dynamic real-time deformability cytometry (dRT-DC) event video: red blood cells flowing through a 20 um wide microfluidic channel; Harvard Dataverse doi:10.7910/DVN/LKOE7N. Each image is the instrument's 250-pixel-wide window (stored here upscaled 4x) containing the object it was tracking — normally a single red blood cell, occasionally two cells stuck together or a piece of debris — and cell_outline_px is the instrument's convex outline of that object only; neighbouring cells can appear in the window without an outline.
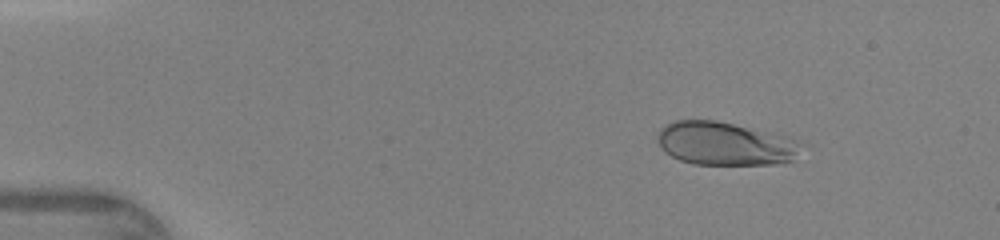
{"species": "human", "species_latin": "Homo sapiens", "temperature_condition": "warm", "stored_images_in_passage": 45, "camera_frame_rate_fps": 3000, "um_per_image_px": 0.085, "donor": {"sex": "female"}, "frame": {"image": 1, "passage_image": 6, "time_ms": 1.667, "image_size_px": [1000, 240], "cell_outline_px": [[804, 144], [796, 160], [784, 164], [692, 164], [680, 160], [664, 152], [660, 148], [656, 136], [660, 128], [676, 120], [716, 120], [788, 136]], "centroid_in_image_um": [61.67, 12.22], "position_along_channel_um": 23.3, "area_um2": 36.76}}
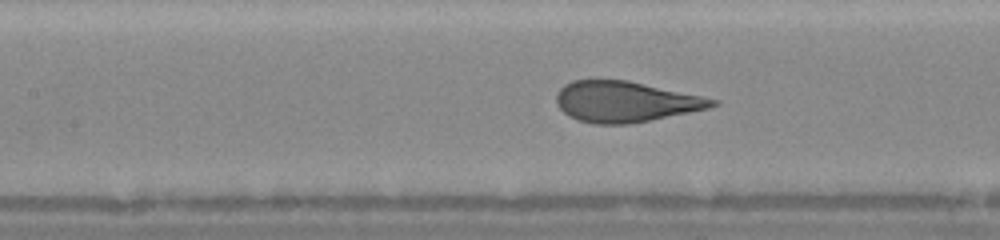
{"frame": {"image": 2, "passage_image": 21, "time_ms": 6.667, "image_size_px": [1000, 240], "cell_outline_px": [[720, 104], [708, 108], [628, 124], [592, 124], [576, 120], [568, 116], [556, 104], [556, 92], [564, 84], [572, 80], [628, 80], [704, 96], [720, 100]], "centroid_in_image_um": [53.13, 8.63], "position_along_channel_um": 154.3, "area_um2": 37.11}}
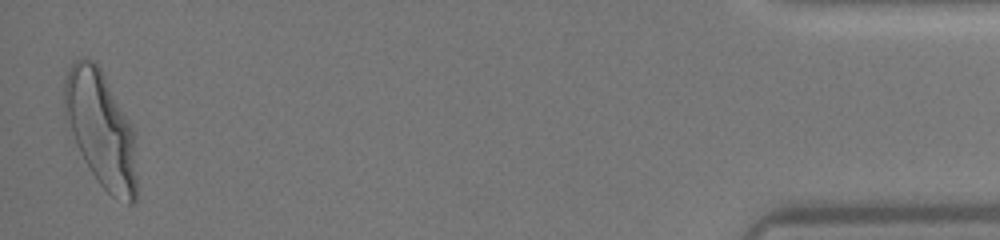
{"frame": {"image": 3, "passage_image": 45, "time_ms": 14.667, "image_size_px": [1000, 240], "cell_outline_px": [[136, 200], [132, 204], [128, 204], [112, 196], [96, 180], [84, 160], [76, 144], [64, 112], [64, 80], [68, 68], [80, 56], [84, 56], [92, 60], [100, 68], [132, 124], [136, 180]], "centroid_in_image_um": [8.56, 10.96], "position_along_channel_um": 426.6, "area_um2": 48.44}}